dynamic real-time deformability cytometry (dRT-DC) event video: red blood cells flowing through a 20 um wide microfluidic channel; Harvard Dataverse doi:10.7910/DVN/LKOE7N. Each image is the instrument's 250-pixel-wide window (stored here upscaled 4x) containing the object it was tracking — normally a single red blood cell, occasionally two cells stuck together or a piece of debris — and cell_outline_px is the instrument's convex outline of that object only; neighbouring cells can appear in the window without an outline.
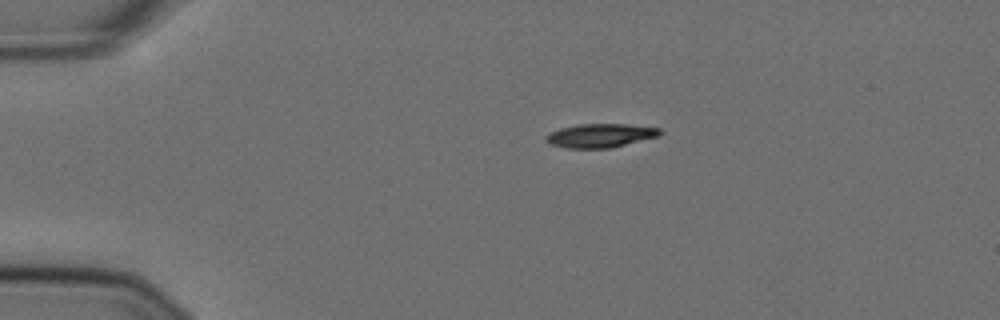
{"species": "Egyptian fruit bat (a non-hibernating species)", "species_latin": "Rousettus aegyptiacus", "temperature_condition": "cold", "stored_images_in_passage": 45, "camera_frame_rate_fps": 3000, "um_per_image_px": 0.085, "animal": {"sex": "female"}, "frame": {"image": 1, "passage_image": 1, "time_ms": 0.0, "image_size_px": [1000, 320], "cell_outline_px": [[664, 132], [660, 136], [612, 148], [568, 148], [552, 144], [544, 140], [544, 136], [560, 128], [576, 124], [628, 124], [660, 128]], "centroid_in_image_um": [51.08, 11.52], "position_along_channel_um": 33.9, "area_um2": 15.95}}
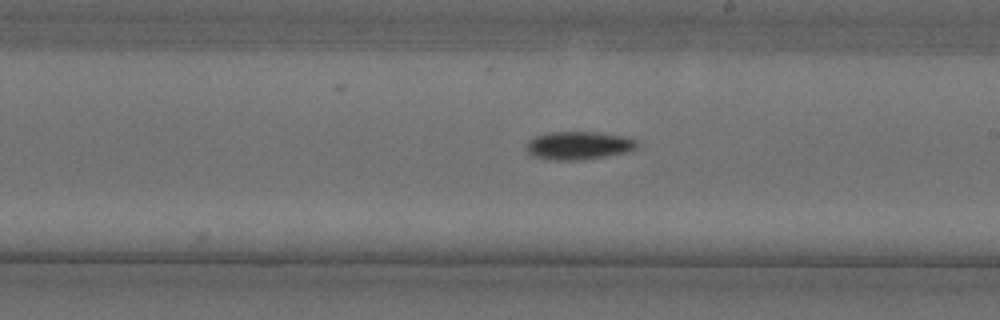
{"frame": {"image": 2, "passage_image": 22, "time_ms": 7.0, "image_size_px": [1000, 320], "cell_outline_px": [[636, 148], [628, 152], [584, 160], [548, 160], [532, 156], [524, 148], [524, 144], [528, 140], [536, 136], [548, 132], [600, 132], [620, 136], [636, 140]], "centroid_in_image_um": [49.1, 12.38], "position_along_channel_um": 239.9, "area_um2": 18.32}}
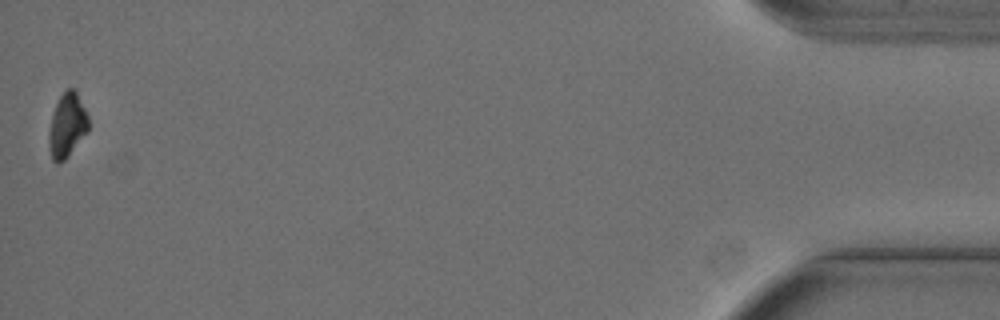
{"frame": {"image": 3, "passage_image": 45, "time_ms": 14.667, "image_size_px": [1000, 320], "cell_outline_px": [[88, 132], [68, 156], [64, 160], [52, 160], [48, 140], [48, 136], [52, 116], [56, 104], [60, 96], [68, 88], [72, 88], [76, 92], [88, 116]], "centroid_in_image_um": [5.71, 10.65], "position_along_channel_um": 429.5, "area_um2": 14.39}, "authors_computed_cell_mechanics": {"area_um2": 16.9932, "velocity_mm_per_s": 3.6357, "shape_relaxation_time_tau1_ms": 3.617, "shape_relaxation_time_tau2_ms": null, "deformation_change_tau1": 0.1018, "deformation_change_tau2": null}}